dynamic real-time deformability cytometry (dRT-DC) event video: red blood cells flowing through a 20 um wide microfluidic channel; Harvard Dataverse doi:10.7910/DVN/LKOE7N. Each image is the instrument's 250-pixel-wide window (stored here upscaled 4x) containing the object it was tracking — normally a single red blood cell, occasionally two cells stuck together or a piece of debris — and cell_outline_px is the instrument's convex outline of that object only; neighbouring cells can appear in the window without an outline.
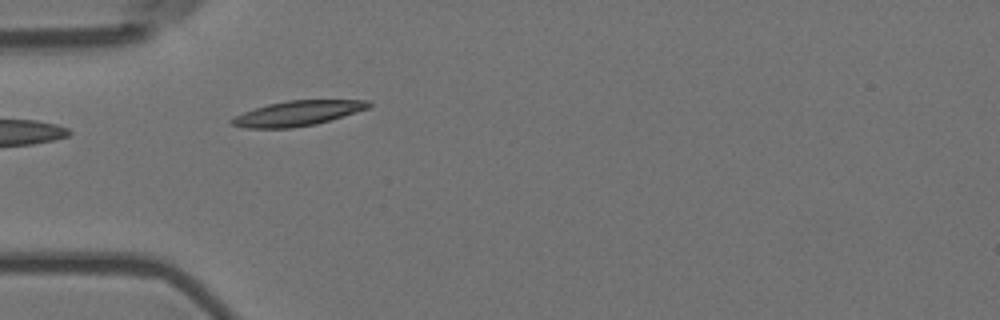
{"species": "Egyptian fruit bat (a non-hibernating species)", "species_latin": "Rousettus aegyptiacus", "temperature_condition": "room temperature", "stored_images_in_passage": 2, "camera_frame_rate_fps": 3000, "um_per_image_px": 0.085, "animal": {"sex": "female"}, "frame": {"image": 1, "passage_image": 2, "time_ms": 0.333, "image_size_px": [1000, 320], "cell_outline_px": [[372, 104], [368, 108], [316, 124], [292, 128], [248, 128], [232, 124], [228, 120], [244, 112], [268, 104], [288, 100], [368, 100]], "centroid_in_image_um": [25.29, 9.63], "position_along_channel_um": 59.7, "area_um2": 19.65}}